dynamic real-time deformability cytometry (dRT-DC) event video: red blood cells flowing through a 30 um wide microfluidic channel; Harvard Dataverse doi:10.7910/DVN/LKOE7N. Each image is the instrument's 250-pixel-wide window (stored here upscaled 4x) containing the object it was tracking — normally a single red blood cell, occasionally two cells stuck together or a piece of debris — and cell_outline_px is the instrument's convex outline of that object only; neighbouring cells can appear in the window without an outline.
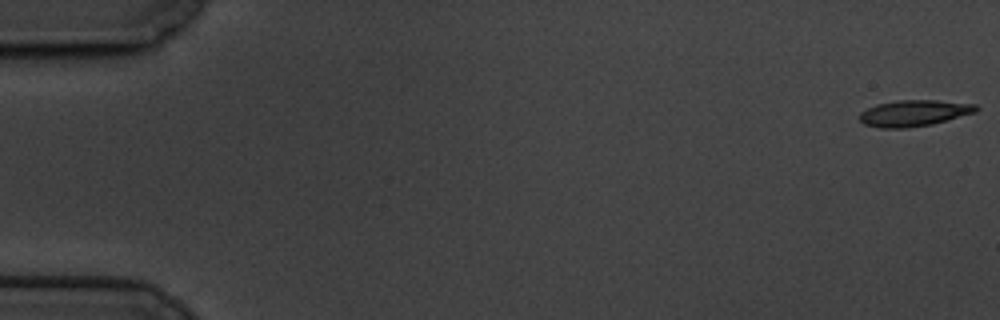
{"species": "common noctule bat (a hibernating species)", "species_latin": "Nyctalus noctula", "temperature_condition": "cold", "stored_images_in_passage": 61, "camera_frame_rate_fps": 3000, "um_per_image_px": 0.085, "animal": {"sex": "male", "body_mass_g": 19.5, "forearm_length_mm": 54.6}, "frame": {"image": 1, "passage_image": 1, "time_ms": 0.0, "image_size_px": [1000, 320], "cell_outline_px": [[980, 108], [976, 112], [932, 124], [908, 128], [880, 128], [864, 124], [860, 120], [860, 112], [876, 104], [900, 100], [936, 100], [976, 104]], "centroid_in_image_um": [77.7, 9.61], "position_along_channel_um": 7.3, "area_um2": 17.8}}
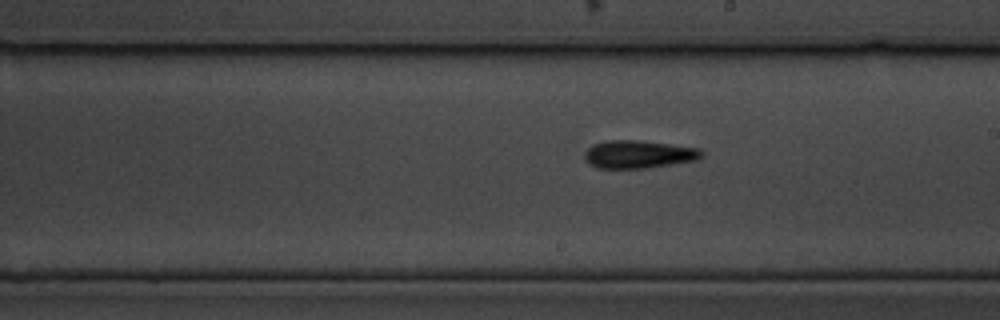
{"frame": {"image": 2, "passage_image": 35, "time_ms": 11.333, "image_size_px": [1000, 320], "cell_outline_px": [[704, 156], [700, 160], [644, 168], [596, 168], [588, 164], [584, 156], [584, 152], [592, 144], [604, 140], [640, 140], [700, 148], [704, 152]], "centroid_in_image_um": [54.29, 13.11], "position_along_channel_um": 234.7, "area_um2": 19.36}}
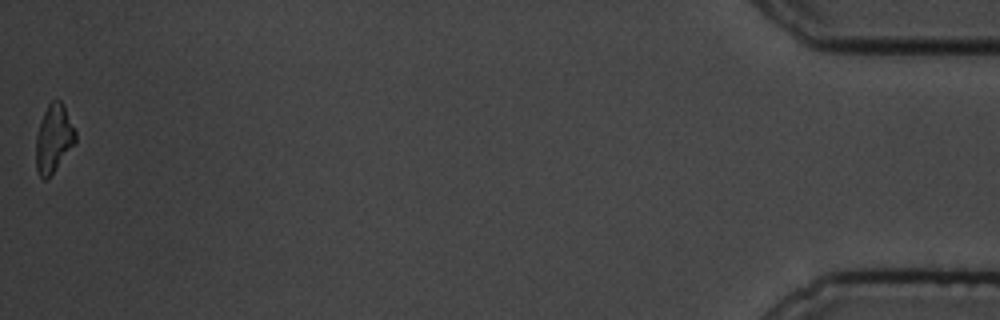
{"frame": {"image": 3, "passage_image": 61, "time_ms": 20.0, "image_size_px": [1000, 320], "cell_outline_px": [[76, 140], [48, 180], [44, 180], [40, 176], [36, 168], [36, 136], [44, 112], [48, 104], [52, 100], [60, 100], [76, 132]], "centroid_in_image_um": [4.54, 11.81], "position_along_channel_um": 430.7, "area_um2": 15.26}, "authors_computed_cell_mechanics": {"area_um2": 17.629, "velocity_mm_per_s": 3.3236, "shape_relaxation_time_tau1_ms": 4.6244, "shape_relaxation_time_tau2_ms": null, "deformation_change_tau1": 0.1261, "deformation_change_tau2": null}}